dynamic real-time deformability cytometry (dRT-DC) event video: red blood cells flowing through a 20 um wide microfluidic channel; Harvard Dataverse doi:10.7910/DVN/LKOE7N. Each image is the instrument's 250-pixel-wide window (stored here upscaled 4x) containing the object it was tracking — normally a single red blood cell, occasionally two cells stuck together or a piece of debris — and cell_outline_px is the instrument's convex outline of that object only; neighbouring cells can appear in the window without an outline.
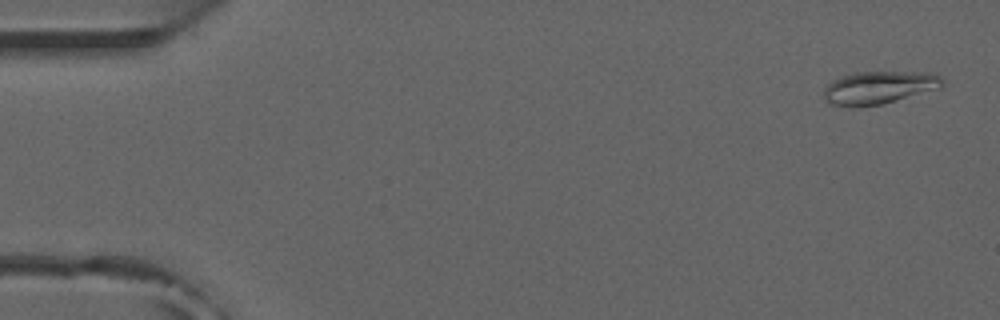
{"species": "common noctule bat (a hibernating species)", "species_latin": "Nyctalus noctula", "temperature_condition": "room temperature", "stored_images_in_passage": 10, "camera_frame_rate_fps": 3000, "um_per_image_px": 0.085, "animal": {"sex": "male", "forearm_length_mm": 52.5}, "frame": {"image": 1, "passage_image": 2, "time_ms": 0.333, "image_size_px": [1000, 320], "cell_outline_px": [[944, 84], [940, 88], [880, 104], [852, 108], [828, 104], [824, 100], [824, 88], [828, 84], [840, 76], [856, 72], [932, 72], [940, 76], [944, 80]], "centroid_in_image_um": [74.68, 7.44], "position_along_channel_um": 10.3, "area_um2": 22.83}}